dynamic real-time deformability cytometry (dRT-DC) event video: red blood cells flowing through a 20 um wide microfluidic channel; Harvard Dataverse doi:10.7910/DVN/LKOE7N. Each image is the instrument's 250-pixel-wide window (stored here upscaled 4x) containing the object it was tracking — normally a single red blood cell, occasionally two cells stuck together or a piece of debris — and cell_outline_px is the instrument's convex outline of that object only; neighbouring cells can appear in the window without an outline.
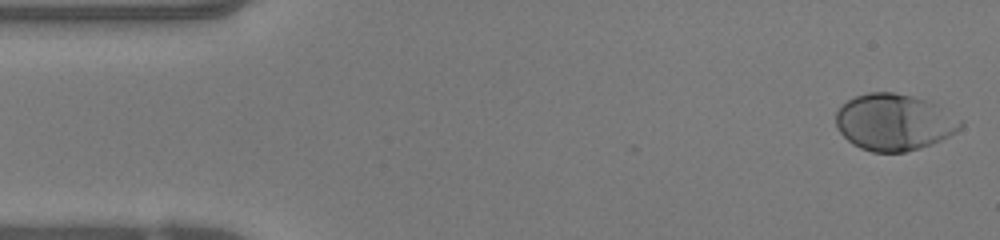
{"species": "human", "species_latin": "Homo sapiens", "temperature_condition": "warm", "stored_images_in_passage": 49, "camera_frame_rate_fps": 3000, "um_per_image_px": 0.085, "donor": {"sex": "female"}, "frame": {"image": 1, "passage_image": 1, "time_ms": 0.0, "image_size_px": [1000, 240], "cell_outline_px": [[964, 124], [956, 132], [940, 140], [920, 148], [904, 152], [872, 152], [860, 148], [852, 144], [840, 132], [836, 124], [836, 112], [848, 100], [856, 96], [868, 92], [892, 92], [912, 96], [928, 100], [936, 104], [964, 120]], "centroid_in_image_um": [76.02, 10.38], "position_along_channel_um": 9.0, "area_um2": 41.1}}
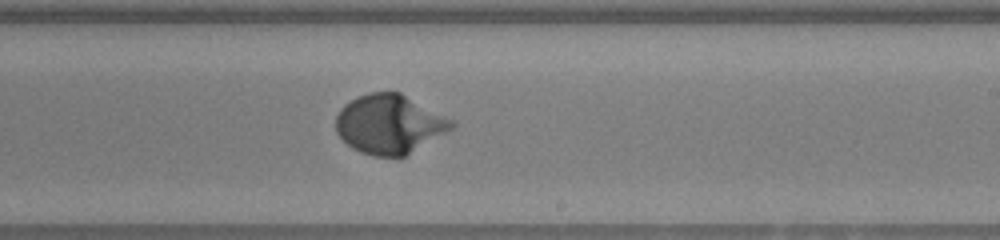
{"frame": {"image": 2, "passage_image": 28, "time_ms": 9.0, "image_size_px": [1000, 240], "cell_outline_px": [[456, 124], [452, 128], [404, 156], [372, 156], [360, 152], [352, 148], [336, 132], [336, 116], [340, 108], [344, 104], [356, 96], [368, 92], [400, 92], [452, 120]], "centroid_in_image_um": [33.04, 10.54], "position_along_channel_um": 256.0, "area_um2": 39.42}}
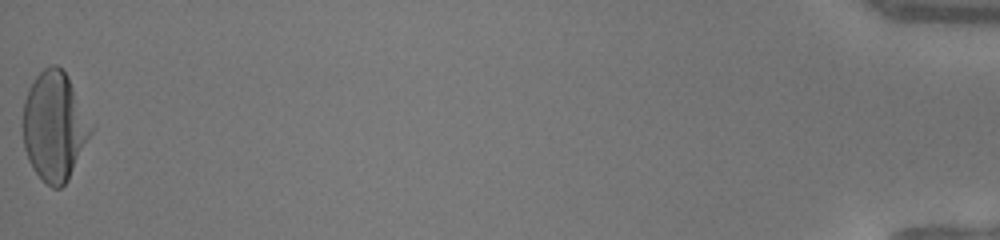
{"frame": {"image": 3, "passage_image": 49, "time_ms": 16.0, "image_size_px": [1000, 240], "cell_outline_px": [[92, 132], [68, 180], [60, 188], [52, 188], [32, 168], [28, 160], [24, 148], [20, 124], [24, 100], [28, 88], [36, 76], [44, 68], [52, 64], [56, 64], [68, 76], [92, 128]], "centroid_in_image_um": [4.56, 10.73], "position_along_channel_um": 430.6, "area_um2": 43.12}, "authors_computed_cell_mechanics": {"area_um2": 38.8416, "velocity_mm_per_s": 4.0595, "shape_relaxation_time_tau1_ms": 2.4081, "shape_relaxation_time_tau2_ms": null, "deformation_change_tau1": 0.2056, "deformation_change_tau2": null}}